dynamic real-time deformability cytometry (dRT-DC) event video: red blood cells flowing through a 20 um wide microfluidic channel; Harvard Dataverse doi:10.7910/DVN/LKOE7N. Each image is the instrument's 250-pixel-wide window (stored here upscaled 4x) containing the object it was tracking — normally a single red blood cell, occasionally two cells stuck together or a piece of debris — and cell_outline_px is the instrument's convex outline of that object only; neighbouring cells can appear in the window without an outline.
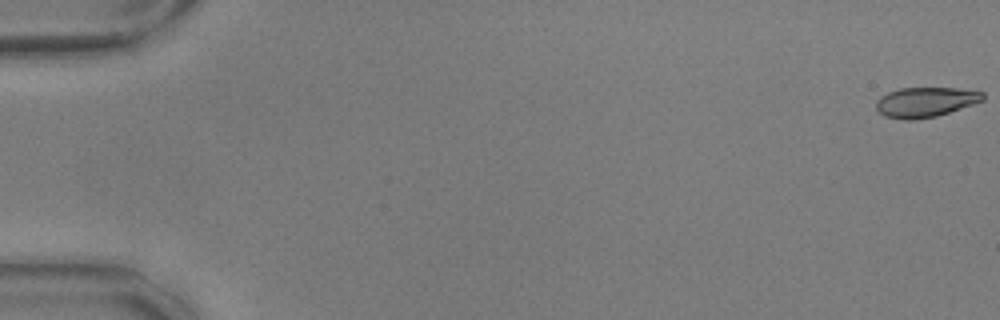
{"species": "common noctule bat (a hibernating species)", "species_latin": "Nyctalus noctula", "temperature_condition": "warm", "stored_images_in_passage": 57, "camera_frame_rate_fps": 3000, "um_per_image_px": 0.085, "animal": {"sex": "male", "body_mass_g": 17.9, "forearm_length_mm": 54.2}, "frame": {"image": 1, "passage_image": 1, "time_ms": 0.0, "image_size_px": [1000, 320], "cell_outline_px": [[984, 100], [936, 116], [916, 120], [904, 120], [884, 116], [876, 108], [876, 100], [880, 96], [888, 92], [900, 88], [956, 88], [984, 92]], "centroid_in_image_um": [78.63, 8.68], "position_along_channel_um": 6.4, "area_um2": 18.55}}
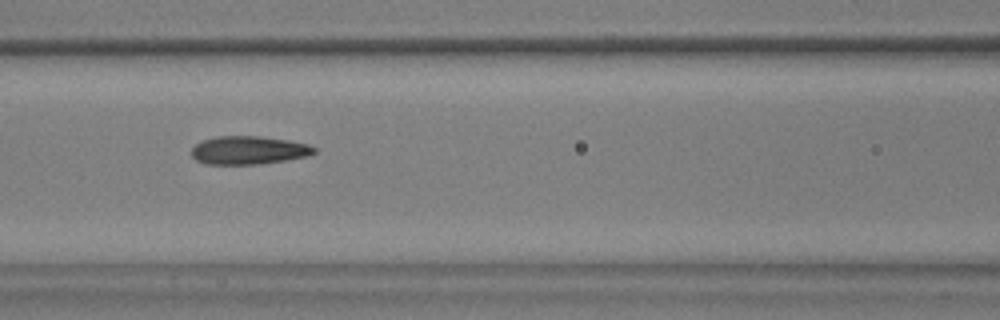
{"frame": {"image": 2, "passage_image": 26, "time_ms": 8.333, "image_size_px": [1000, 320], "cell_outline_px": [[316, 152], [308, 156], [260, 164], [204, 164], [196, 160], [192, 156], [192, 148], [200, 140], [216, 136], [260, 136], [288, 140], [308, 144], [316, 148]], "centroid_in_image_um": [21.11, 12.76], "position_along_channel_um": 145.5, "area_um2": 20.29}}
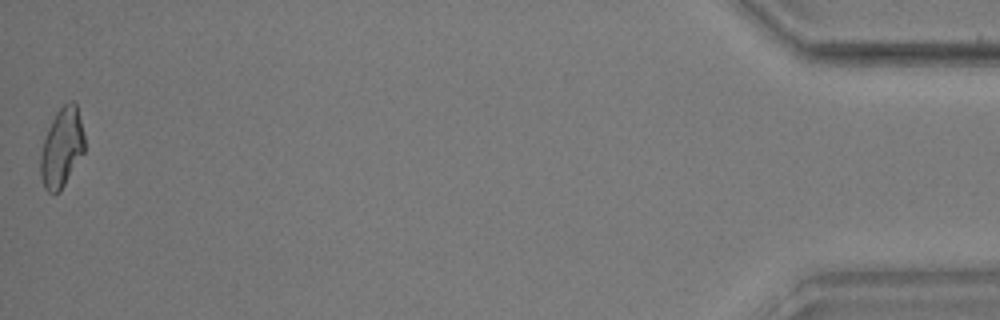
{"frame": {"image": 3, "passage_image": 57, "time_ms": 18.667, "image_size_px": [1000, 320], "cell_outline_px": [[84, 152], [60, 192], [48, 192], [44, 188], [40, 176], [40, 156], [44, 140], [48, 128], [56, 112], [68, 100], [72, 100], [76, 104], [84, 136]], "centroid_in_image_um": [5.24, 12.56], "position_along_channel_um": 430.0, "area_um2": 20.17}, "authors_computed_cell_mechanics": {"area_um2": 20.23, "velocity_mm_per_s": 3.6112, "shape_relaxation_time_tau1_ms": 7.9089, "shape_relaxation_time_tau2_ms": 2.0634, "deformation_change_tau1": 0.1791, "deformation_change_tau2": 0.0729}}